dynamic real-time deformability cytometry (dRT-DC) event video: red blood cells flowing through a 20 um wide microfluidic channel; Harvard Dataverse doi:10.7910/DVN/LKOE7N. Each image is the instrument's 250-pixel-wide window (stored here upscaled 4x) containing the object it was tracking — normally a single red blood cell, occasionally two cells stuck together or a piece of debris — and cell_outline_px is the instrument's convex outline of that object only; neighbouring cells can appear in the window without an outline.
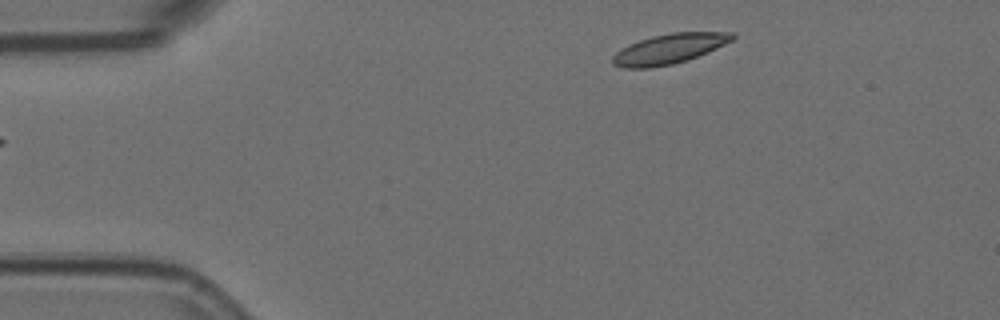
{"species": "Egyptian fruit bat (a non-hibernating species)", "species_latin": "Rousettus aegyptiacus", "temperature_condition": "room temperature", "stored_images_in_passage": 5, "segment_of_instrument_passage": [2, 2], "camera_frame_rate_fps": 3000, "um_per_image_px": 0.085, "animal": {"sex": "female"}, "frame": {"image": 1, "passage_image": 5, "time_ms": 1.333, "image_size_px": [1000, 320], "cell_outline_px": [[736, 36], [732, 40], [708, 52], [688, 60], [672, 64], [648, 68], [624, 68], [612, 64], [612, 56], [616, 52], [628, 44], [652, 36], [672, 32], [736, 32]], "centroid_in_image_um": [56.88, 4.15], "position_along_channel_um": 28.1, "area_um2": 20.92}}